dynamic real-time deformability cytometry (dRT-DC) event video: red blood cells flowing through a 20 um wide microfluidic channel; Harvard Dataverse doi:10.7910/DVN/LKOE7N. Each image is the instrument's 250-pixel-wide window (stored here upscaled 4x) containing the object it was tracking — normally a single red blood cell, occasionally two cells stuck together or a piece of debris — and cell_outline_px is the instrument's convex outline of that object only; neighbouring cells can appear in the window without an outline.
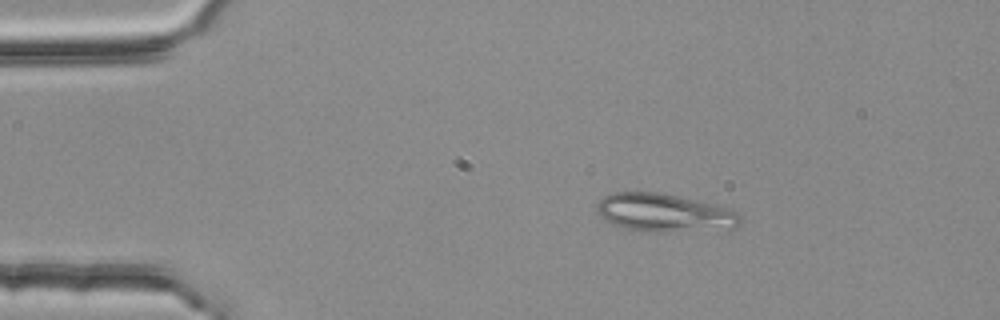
{"species": "common noctule bat (a hibernating species)", "species_latin": "Nyctalus noctula", "temperature_condition": "room temperature", "stored_images_in_passage": 2, "camera_frame_rate_fps": 3000, "um_per_image_px": 0.085, "animal": {"sex": "female", "body_mass_g": 25.1}, "frame": {"image": 1, "passage_image": 1, "time_ms": 0.0, "image_size_px": [1000, 320], "cell_outline_px": [[740, 224], [736, 228], [668, 232], [648, 232], [620, 228], [604, 220], [596, 212], [596, 204], [604, 196], [612, 192], [660, 192], [724, 208], [736, 212], [740, 216]], "centroid_in_image_um": [56.36, 18.11], "position_along_channel_um": 28.6, "area_um2": 31.73}}